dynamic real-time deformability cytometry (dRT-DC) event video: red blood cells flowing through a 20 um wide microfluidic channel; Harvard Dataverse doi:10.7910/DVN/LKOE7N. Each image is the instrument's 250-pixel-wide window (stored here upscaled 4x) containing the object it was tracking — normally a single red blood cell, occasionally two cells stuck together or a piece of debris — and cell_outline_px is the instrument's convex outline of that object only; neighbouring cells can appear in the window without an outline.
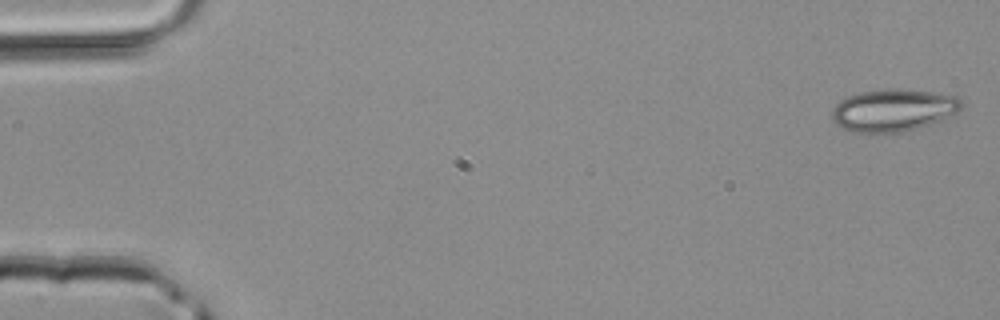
{"species": "common noctule bat (a hibernating species)", "species_latin": "Nyctalus noctula", "temperature_condition": "room temperature", "stored_images_in_passage": 4, "camera_frame_rate_fps": 3000, "um_per_image_px": 0.085, "animal": {"sex": "male", "body_mass_g": 20.4}, "frame": {"image": 1, "passage_image": 1, "time_ms": 0.0, "image_size_px": [1000, 320], "cell_outline_px": [[964, 104], [956, 112], [944, 120], [916, 128], [900, 132], [852, 132], [836, 124], [832, 120], [832, 108], [840, 100], [848, 96], [860, 92], [884, 88], [900, 88], [932, 92], [956, 96]], "centroid_in_image_um": [75.92, 9.35], "position_along_channel_um": 9.1, "area_um2": 32.02}}